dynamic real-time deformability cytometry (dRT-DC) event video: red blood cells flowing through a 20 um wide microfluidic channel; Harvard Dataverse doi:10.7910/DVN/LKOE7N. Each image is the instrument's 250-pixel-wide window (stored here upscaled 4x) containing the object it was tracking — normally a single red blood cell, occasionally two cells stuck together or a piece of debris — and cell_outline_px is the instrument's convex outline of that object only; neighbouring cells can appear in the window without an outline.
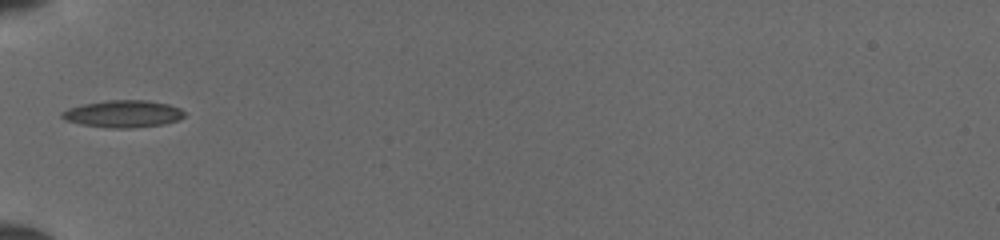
{"species": "common noctule bat (a hibernating species)", "species_latin": "Nyctalus noctula", "temperature_condition": "cold", "stored_images_in_passage": 32, "camera_frame_rate_fps": 3000, "um_per_image_px": 0.085, "animal": {"sex": "female", "body_mass_g": 19.5, "forearm_length_mm": 54.1}, "frame": {"image": 1, "passage_image": 1, "time_ms": 0.0, "image_size_px": [1000, 240], "cell_outline_px": [[184, 116], [176, 120], [164, 124], [128, 128], [108, 128], [80, 124], [64, 120], [60, 116], [60, 112], [68, 108], [80, 104], [104, 100], [148, 100], [168, 104], [180, 108], [184, 112]], "centroid_in_image_um": [10.4, 9.67], "position_along_channel_um": 74.6, "area_um2": 19.54}}
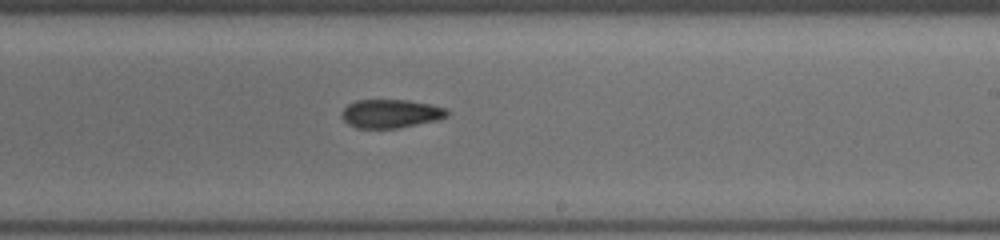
{"frame": {"image": 2, "passage_image": 14, "time_ms": 4.333, "image_size_px": [1000, 240], "cell_outline_px": [[448, 116], [440, 120], [396, 128], [356, 128], [348, 124], [340, 116], [340, 112], [348, 104], [356, 100], [408, 100], [448, 108]], "centroid_in_image_um": [33.21, 9.66], "position_along_channel_um": 255.8, "area_um2": 17.69}}
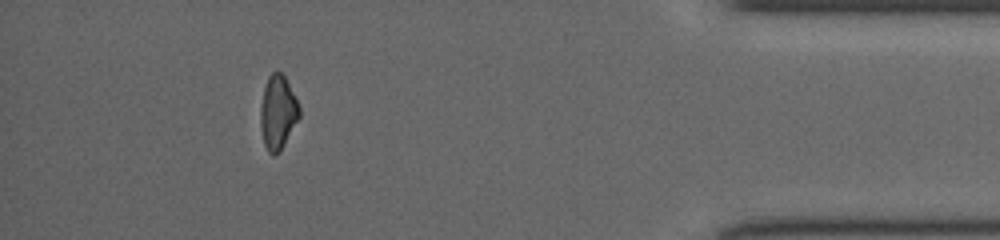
{"frame": {"image": 3, "passage_image": 28, "time_ms": 9.0, "image_size_px": [1000, 240], "cell_outline_px": [[300, 116], [280, 152], [272, 156], [268, 152], [264, 144], [260, 128], [260, 108], [264, 88], [268, 76], [272, 72], [280, 72], [284, 76], [300, 108]], "centroid_in_image_um": [23.6, 9.59], "position_along_channel_um": 411.6, "area_um2": 16.65}}